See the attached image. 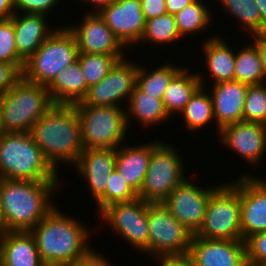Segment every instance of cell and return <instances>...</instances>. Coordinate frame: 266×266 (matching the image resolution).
<instances>
[{
  "instance_id": "cell-43",
  "label": "cell",
  "mask_w": 266,
  "mask_h": 266,
  "mask_svg": "<svg viewBox=\"0 0 266 266\" xmlns=\"http://www.w3.org/2000/svg\"><path fill=\"white\" fill-rule=\"evenodd\" d=\"M167 14L175 15L195 0H165Z\"/></svg>"
},
{
  "instance_id": "cell-49",
  "label": "cell",
  "mask_w": 266,
  "mask_h": 266,
  "mask_svg": "<svg viewBox=\"0 0 266 266\" xmlns=\"http://www.w3.org/2000/svg\"><path fill=\"white\" fill-rule=\"evenodd\" d=\"M7 229H6V225L4 223V219L2 217L1 214V208H0V239L6 234Z\"/></svg>"
},
{
  "instance_id": "cell-18",
  "label": "cell",
  "mask_w": 266,
  "mask_h": 266,
  "mask_svg": "<svg viewBox=\"0 0 266 266\" xmlns=\"http://www.w3.org/2000/svg\"><path fill=\"white\" fill-rule=\"evenodd\" d=\"M99 14L124 46L131 48L140 41L146 23L140 0H118Z\"/></svg>"
},
{
  "instance_id": "cell-21",
  "label": "cell",
  "mask_w": 266,
  "mask_h": 266,
  "mask_svg": "<svg viewBox=\"0 0 266 266\" xmlns=\"http://www.w3.org/2000/svg\"><path fill=\"white\" fill-rule=\"evenodd\" d=\"M46 16L44 14L15 13L10 18L15 30L17 54L24 61L28 60L56 30L46 22L48 18Z\"/></svg>"
},
{
  "instance_id": "cell-15",
  "label": "cell",
  "mask_w": 266,
  "mask_h": 266,
  "mask_svg": "<svg viewBox=\"0 0 266 266\" xmlns=\"http://www.w3.org/2000/svg\"><path fill=\"white\" fill-rule=\"evenodd\" d=\"M187 259L194 266H245L243 240L205 239L193 236Z\"/></svg>"
},
{
  "instance_id": "cell-51",
  "label": "cell",
  "mask_w": 266,
  "mask_h": 266,
  "mask_svg": "<svg viewBox=\"0 0 266 266\" xmlns=\"http://www.w3.org/2000/svg\"><path fill=\"white\" fill-rule=\"evenodd\" d=\"M2 133H3V131H2V128H1V124H0V136H1Z\"/></svg>"
},
{
  "instance_id": "cell-9",
  "label": "cell",
  "mask_w": 266,
  "mask_h": 266,
  "mask_svg": "<svg viewBox=\"0 0 266 266\" xmlns=\"http://www.w3.org/2000/svg\"><path fill=\"white\" fill-rule=\"evenodd\" d=\"M174 147L164 141H151L149 166L137 194L141 200L149 203L163 202L186 179L183 158Z\"/></svg>"
},
{
  "instance_id": "cell-42",
  "label": "cell",
  "mask_w": 266,
  "mask_h": 266,
  "mask_svg": "<svg viewBox=\"0 0 266 266\" xmlns=\"http://www.w3.org/2000/svg\"><path fill=\"white\" fill-rule=\"evenodd\" d=\"M108 259L101 256L93 248L70 266H112Z\"/></svg>"
},
{
  "instance_id": "cell-25",
  "label": "cell",
  "mask_w": 266,
  "mask_h": 266,
  "mask_svg": "<svg viewBox=\"0 0 266 266\" xmlns=\"http://www.w3.org/2000/svg\"><path fill=\"white\" fill-rule=\"evenodd\" d=\"M205 66L213 84L235 80L236 52L222 37H210L202 44Z\"/></svg>"
},
{
  "instance_id": "cell-6",
  "label": "cell",
  "mask_w": 266,
  "mask_h": 266,
  "mask_svg": "<svg viewBox=\"0 0 266 266\" xmlns=\"http://www.w3.org/2000/svg\"><path fill=\"white\" fill-rule=\"evenodd\" d=\"M84 149H117L128 129L126 109L117 106L75 104ZM128 129V130H127Z\"/></svg>"
},
{
  "instance_id": "cell-20",
  "label": "cell",
  "mask_w": 266,
  "mask_h": 266,
  "mask_svg": "<svg viewBox=\"0 0 266 266\" xmlns=\"http://www.w3.org/2000/svg\"><path fill=\"white\" fill-rule=\"evenodd\" d=\"M212 85L210 96L214 121L219 133L224 126L242 121L248 85L235 80Z\"/></svg>"
},
{
  "instance_id": "cell-1",
  "label": "cell",
  "mask_w": 266,
  "mask_h": 266,
  "mask_svg": "<svg viewBox=\"0 0 266 266\" xmlns=\"http://www.w3.org/2000/svg\"><path fill=\"white\" fill-rule=\"evenodd\" d=\"M58 208L30 230L45 266H70L92 248L88 240L91 230Z\"/></svg>"
},
{
  "instance_id": "cell-16",
  "label": "cell",
  "mask_w": 266,
  "mask_h": 266,
  "mask_svg": "<svg viewBox=\"0 0 266 266\" xmlns=\"http://www.w3.org/2000/svg\"><path fill=\"white\" fill-rule=\"evenodd\" d=\"M242 240L266 231V179L242 174L240 177Z\"/></svg>"
},
{
  "instance_id": "cell-4",
  "label": "cell",
  "mask_w": 266,
  "mask_h": 266,
  "mask_svg": "<svg viewBox=\"0 0 266 266\" xmlns=\"http://www.w3.org/2000/svg\"><path fill=\"white\" fill-rule=\"evenodd\" d=\"M30 132H3L0 136V179L59 181Z\"/></svg>"
},
{
  "instance_id": "cell-44",
  "label": "cell",
  "mask_w": 266,
  "mask_h": 266,
  "mask_svg": "<svg viewBox=\"0 0 266 266\" xmlns=\"http://www.w3.org/2000/svg\"><path fill=\"white\" fill-rule=\"evenodd\" d=\"M14 14V0H0V21L8 20Z\"/></svg>"
},
{
  "instance_id": "cell-32",
  "label": "cell",
  "mask_w": 266,
  "mask_h": 266,
  "mask_svg": "<svg viewBox=\"0 0 266 266\" xmlns=\"http://www.w3.org/2000/svg\"><path fill=\"white\" fill-rule=\"evenodd\" d=\"M179 39L181 40L182 38L178 33L175 16L164 14L146 20L143 35L137 44L148 41L150 44L167 45L176 43Z\"/></svg>"
},
{
  "instance_id": "cell-48",
  "label": "cell",
  "mask_w": 266,
  "mask_h": 266,
  "mask_svg": "<svg viewBox=\"0 0 266 266\" xmlns=\"http://www.w3.org/2000/svg\"><path fill=\"white\" fill-rule=\"evenodd\" d=\"M80 1H86V3L88 2L89 4L94 5V11L93 9L89 12H100L104 7L110 6L111 4H113L114 2H117L118 0H80Z\"/></svg>"
},
{
  "instance_id": "cell-40",
  "label": "cell",
  "mask_w": 266,
  "mask_h": 266,
  "mask_svg": "<svg viewBox=\"0 0 266 266\" xmlns=\"http://www.w3.org/2000/svg\"><path fill=\"white\" fill-rule=\"evenodd\" d=\"M22 77L23 72L15 64L0 62V96L10 90Z\"/></svg>"
},
{
  "instance_id": "cell-3",
  "label": "cell",
  "mask_w": 266,
  "mask_h": 266,
  "mask_svg": "<svg viewBox=\"0 0 266 266\" xmlns=\"http://www.w3.org/2000/svg\"><path fill=\"white\" fill-rule=\"evenodd\" d=\"M59 183L0 179V208L7 231L33 229L55 207L51 198Z\"/></svg>"
},
{
  "instance_id": "cell-26",
  "label": "cell",
  "mask_w": 266,
  "mask_h": 266,
  "mask_svg": "<svg viewBox=\"0 0 266 266\" xmlns=\"http://www.w3.org/2000/svg\"><path fill=\"white\" fill-rule=\"evenodd\" d=\"M126 104L127 107L125 109L128 127L131 126L132 122L130 123V121H132L133 117L134 120L137 119L140 125L147 128L155 124L159 125L171 118L164 108L162 99L144 93L137 86L134 87L130 99Z\"/></svg>"
},
{
  "instance_id": "cell-10",
  "label": "cell",
  "mask_w": 266,
  "mask_h": 266,
  "mask_svg": "<svg viewBox=\"0 0 266 266\" xmlns=\"http://www.w3.org/2000/svg\"><path fill=\"white\" fill-rule=\"evenodd\" d=\"M148 254L155 261L187 256L193 233L182 225L162 202H147Z\"/></svg>"
},
{
  "instance_id": "cell-11",
  "label": "cell",
  "mask_w": 266,
  "mask_h": 266,
  "mask_svg": "<svg viewBox=\"0 0 266 266\" xmlns=\"http://www.w3.org/2000/svg\"><path fill=\"white\" fill-rule=\"evenodd\" d=\"M111 230L140 252L148 255L147 202L137 198L130 202L114 203L100 213Z\"/></svg>"
},
{
  "instance_id": "cell-23",
  "label": "cell",
  "mask_w": 266,
  "mask_h": 266,
  "mask_svg": "<svg viewBox=\"0 0 266 266\" xmlns=\"http://www.w3.org/2000/svg\"><path fill=\"white\" fill-rule=\"evenodd\" d=\"M122 144L116 149V170L131 189L138 194L151 158V142L134 146Z\"/></svg>"
},
{
  "instance_id": "cell-33",
  "label": "cell",
  "mask_w": 266,
  "mask_h": 266,
  "mask_svg": "<svg viewBox=\"0 0 266 266\" xmlns=\"http://www.w3.org/2000/svg\"><path fill=\"white\" fill-rule=\"evenodd\" d=\"M216 2L222 4L228 15H233L241 22V26L248 31V35H261V16L254 0H218Z\"/></svg>"
},
{
  "instance_id": "cell-13",
  "label": "cell",
  "mask_w": 266,
  "mask_h": 266,
  "mask_svg": "<svg viewBox=\"0 0 266 266\" xmlns=\"http://www.w3.org/2000/svg\"><path fill=\"white\" fill-rule=\"evenodd\" d=\"M138 64L123 58L118 60L109 73L98 83L89 88L86 98L82 101L86 105L117 106L120 102L129 101L136 86Z\"/></svg>"
},
{
  "instance_id": "cell-36",
  "label": "cell",
  "mask_w": 266,
  "mask_h": 266,
  "mask_svg": "<svg viewBox=\"0 0 266 266\" xmlns=\"http://www.w3.org/2000/svg\"><path fill=\"white\" fill-rule=\"evenodd\" d=\"M242 120L266 125V83L248 85Z\"/></svg>"
},
{
  "instance_id": "cell-38",
  "label": "cell",
  "mask_w": 266,
  "mask_h": 266,
  "mask_svg": "<svg viewBox=\"0 0 266 266\" xmlns=\"http://www.w3.org/2000/svg\"><path fill=\"white\" fill-rule=\"evenodd\" d=\"M246 262L266 263V231L245 240Z\"/></svg>"
},
{
  "instance_id": "cell-14",
  "label": "cell",
  "mask_w": 266,
  "mask_h": 266,
  "mask_svg": "<svg viewBox=\"0 0 266 266\" xmlns=\"http://www.w3.org/2000/svg\"><path fill=\"white\" fill-rule=\"evenodd\" d=\"M81 22L67 26L76 37L79 53L111 55L118 60L126 58L124 48L128 47H124L98 12H86Z\"/></svg>"
},
{
  "instance_id": "cell-29",
  "label": "cell",
  "mask_w": 266,
  "mask_h": 266,
  "mask_svg": "<svg viewBox=\"0 0 266 266\" xmlns=\"http://www.w3.org/2000/svg\"><path fill=\"white\" fill-rule=\"evenodd\" d=\"M252 37H254L253 43L249 42L247 46L244 45L245 47H241L242 49L236 52L235 81L247 85H259L266 83V79L258 54L257 35Z\"/></svg>"
},
{
  "instance_id": "cell-28",
  "label": "cell",
  "mask_w": 266,
  "mask_h": 266,
  "mask_svg": "<svg viewBox=\"0 0 266 266\" xmlns=\"http://www.w3.org/2000/svg\"><path fill=\"white\" fill-rule=\"evenodd\" d=\"M200 78V87L195 91L191 96L189 102L185 105V108L179 113L183 116V123H185V128L187 131L196 132L200 129H204L207 124H210V121L215 122L213 115V105L210 92L206 91L205 84L207 82L202 78L203 74L198 73ZM206 91V92H205Z\"/></svg>"
},
{
  "instance_id": "cell-47",
  "label": "cell",
  "mask_w": 266,
  "mask_h": 266,
  "mask_svg": "<svg viewBox=\"0 0 266 266\" xmlns=\"http://www.w3.org/2000/svg\"><path fill=\"white\" fill-rule=\"evenodd\" d=\"M261 16V35H266V0H254Z\"/></svg>"
},
{
  "instance_id": "cell-41",
  "label": "cell",
  "mask_w": 266,
  "mask_h": 266,
  "mask_svg": "<svg viewBox=\"0 0 266 266\" xmlns=\"http://www.w3.org/2000/svg\"><path fill=\"white\" fill-rule=\"evenodd\" d=\"M140 3L146 20L167 14L165 0H140Z\"/></svg>"
},
{
  "instance_id": "cell-27",
  "label": "cell",
  "mask_w": 266,
  "mask_h": 266,
  "mask_svg": "<svg viewBox=\"0 0 266 266\" xmlns=\"http://www.w3.org/2000/svg\"><path fill=\"white\" fill-rule=\"evenodd\" d=\"M191 72L187 67L182 69L171 79L164 91L162 102L168 115L172 118L178 115L189 102L191 96L201 86L197 73Z\"/></svg>"
},
{
  "instance_id": "cell-35",
  "label": "cell",
  "mask_w": 266,
  "mask_h": 266,
  "mask_svg": "<svg viewBox=\"0 0 266 266\" xmlns=\"http://www.w3.org/2000/svg\"><path fill=\"white\" fill-rule=\"evenodd\" d=\"M138 195L126 183L120 173L115 169L108 177L105 194L97 201L98 214L108 205L114 203L130 202Z\"/></svg>"
},
{
  "instance_id": "cell-7",
  "label": "cell",
  "mask_w": 266,
  "mask_h": 266,
  "mask_svg": "<svg viewBox=\"0 0 266 266\" xmlns=\"http://www.w3.org/2000/svg\"><path fill=\"white\" fill-rule=\"evenodd\" d=\"M221 185L210 195L205 217L193 236L205 239L242 240L240 177Z\"/></svg>"
},
{
  "instance_id": "cell-24",
  "label": "cell",
  "mask_w": 266,
  "mask_h": 266,
  "mask_svg": "<svg viewBox=\"0 0 266 266\" xmlns=\"http://www.w3.org/2000/svg\"><path fill=\"white\" fill-rule=\"evenodd\" d=\"M47 89L54 104L75 105L82 102L89 87L78 59L60 70Z\"/></svg>"
},
{
  "instance_id": "cell-46",
  "label": "cell",
  "mask_w": 266,
  "mask_h": 266,
  "mask_svg": "<svg viewBox=\"0 0 266 266\" xmlns=\"http://www.w3.org/2000/svg\"><path fill=\"white\" fill-rule=\"evenodd\" d=\"M160 266H194L187 257L184 258H164L157 261Z\"/></svg>"
},
{
  "instance_id": "cell-37",
  "label": "cell",
  "mask_w": 266,
  "mask_h": 266,
  "mask_svg": "<svg viewBox=\"0 0 266 266\" xmlns=\"http://www.w3.org/2000/svg\"><path fill=\"white\" fill-rule=\"evenodd\" d=\"M0 62L15 64L22 72L25 61L17 54L13 22L0 21Z\"/></svg>"
},
{
  "instance_id": "cell-30",
  "label": "cell",
  "mask_w": 266,
  "mask_h": 266,
  "mask_svg": "<svg viewBox=\"0 0 266 266\" xmlns=\"http://www.w3.org/2000/svg\"><path fill=\"white\" fill-rule=\"evenodd\" d=\"M147 68L138 65L136 86L144 93L159 99L163 98L164 91L171 79L182 69L181 66H175L168 62L152 70Z\"/></svg>"
},
{
  "instance_id": "cell-50",
  "label": "cell",
  "mask_w": 266,
  "mask_h": 266,
  "mask_svg": "<svg viewBox=\"0 0 266 266\" xmlns=\"http://www.w3.org/2000/svg\"><path fill=\"white\" fill-rule=\"evenodd\" d=\"M245 266H266V263L246 262Z\"/></svg>"
},
{
  "instance_id": "cell-34",
  "label": "cell",
  "mask_w": 266,
  "mask_h": 266,
  "mask_svg": "<svg viewBox=\"0 0 266 266\" xmlns=\"http://www.w3.org/2000/svg\"><path fill=\"white\" fill-rule=\"evenodd\" d=\"M77 59L89 88L98 84L118 61L115 56L90 53H79Z\"/></svg>"
},
{
  "instance_id": "cell-45",
  "label": "cell",
  "mask_w": 266,
  "mask_h": 266,
  "mask_svg": "<svg viewBox=\"0 0 266 266\" xmlns=\"http://www.w3.org/2000/svg\"><path fill=\"white\" fill-rule=\"evenodd\" d=\"M257 48L266 79V35H257Z\"/></svg>"
},
{
  "instance_id": "cell-31",
  "label": "cell",
  "mask_w": 266,
  "mask_h": 266,
  "mask_svg": "<svg viewBox=\"0 0 266 266\" xmlns=\"http://www.w3.org/2000/svg\"><path fill=\"white\" fill-rule=\"evenodd\" d=\"M204 3L203 0H195L174 15L181 38L199 33L211 25L213 14Z\"/></svg>"
},
{
  "instance_id": "cell-17",
  "label": "cell",
  "mask_w": 266,
  "mask_h": 266,
  "mask_svg": "<svg viewBox=\"0 0 266 266\" xmlns=\"http://www.w3.org/2000/svg\"><path fill=\"white\" fill-rule=\"evenodd\" d=\"M218 137L250 165L260 163L266 152V125L260 123L238 121L221 128Z\"/></svg>"
},
{
  "instance_id": "cell-19",
  "label": "cell",
  "mask_w": 266,
  "mask_h": 266,
  "mask_svg": "<svg viewBox=\"0 0 266 266\" xmlns=\"http://www.w3.org/2000/svg\"><path fill=\"white\" fill-rule=\"evenodd\" d=\"M75 168L97 202L105 194L108 177L116 169V149H83Z\"/></svg>"
},
{
  "instance_id": "cell-12",
  "label": "cell",
  "mask_w": 266,
  "mask_h": 266,
  "mask_svg": "<svg viewBox=\"0 0 266 266\" xmlns=\"http://www.w3.org/2000/svg\"><path fill=\"white\" fill-rule=\"evenodd\" d=\"M219 186L202 188L186 177L162 203L182 225L195 234L203 223L209 197Z\"/></svg>"
},
{
  "instance_id": "cell-39",
  "label": "cell",
  "mask_w": 266,
  "mask_h": 266,
  "mask_svg": "<svg viewBox=\"0 0 266 266\" xmlns=\"http://www.w3.org/2000/svg\"><path fill=\"white\" fill-rule=\"evenodd\" d=\"M61 0H14L15 13L44 14L58 6ZM18 11V12H17Z\"/></svg>"
},
{
  "instance_id": "cell-8",
  "label": "cell",
  "mask_w": 266,
  "mask_h": 266,
  "mask_svg": "<svg viewBox=\"0 0 266 266\" xmlns=\"http://www.w3.org/2000/svg\"><path fill=\"white\" fill-rule=\"evenodd\" d=\"M79 51L75 35L67 27H59L25 61L23 77L48 86L60 70L77 60Z\"/></svg>"
},
{
  "instance_id": "cell-5",
  "label": "cell",
  "mask_w": 266,
  "mask_h": 266,
  "mask_svg": "<svg viewBox=\"0 0 266 266\" xmlns=\"http://www.w3.org/2000/svg\"><path fill=\"white\" fill-rule=\"evenodd\" d=\"M47 86L22 77L0 96V124L3 132H31L33 125L53 105Z\"/></svg>"
},
{
  "instance_id": "cell-22",
  "label": "cell",
  "mask_w": 266,
  "mask_h": 266,
  "mask_svg": "<svg viewBox=\"0 0 266 266\" xmlns=\"http://www.w3.org/2000/svg\"><path fill=\"white\" fill-rule=\"evenodd\" d=\"M0 266H45L30 231H7L0 239Z\"/></svg>"
},
{
  "instance_id": "cell-2",
  "label": "cell",
  "mask_w": 266,
  "mask_h": 266,
  "mask_svg": "<svg viewBox=\"0 0 266 266\" xmlns=\"http://www.w3.org/2000/svg\"><path fill=\"white\" fill-rule=\"evenodd\" d=\"M30 133L57 172L60 164L67 162L74 166L84 149L75 105L53 104L33 125Z\"/></svg>"
}]
</instances>
